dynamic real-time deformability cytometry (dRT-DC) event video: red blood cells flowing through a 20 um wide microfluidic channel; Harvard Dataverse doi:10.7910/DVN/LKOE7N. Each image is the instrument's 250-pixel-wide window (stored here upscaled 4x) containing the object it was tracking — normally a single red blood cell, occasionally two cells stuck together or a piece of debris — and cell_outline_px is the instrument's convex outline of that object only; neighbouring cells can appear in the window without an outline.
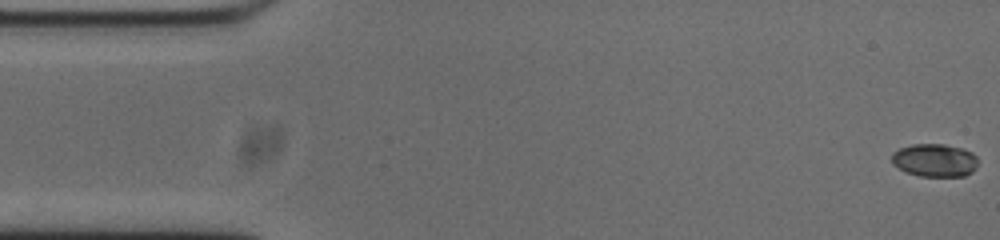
{"species": "common noctule bat (a hibernating species)", "species_latin": "Nyctalus noctula", "temperature_condition": "cold", "stored_images_in_passage": 54, "camera_frame_rate_fps": 3000, "um_per_image_px": 0.085, "animal": {"sex": "male", "body_mass_g": 20.0, "forearm_length_mm": 53.3}, "frame": {"image": 1, "passage_image": 1, "time_ms": 0.0, "image_size_px": [1000, 240], "cell_outline_px": [[976, 168], [972, 172], [964, 176], [920, 176], [904, 172], [892, 164], [892, 152], [900, 148], [912, 144], [944, 144], [964, 148], [972, 152], [976, 156]], "centroid_in_image_um": [79.43, 13.62], "position_along_channel_um": 5.6, "area_um2": 16.76}}
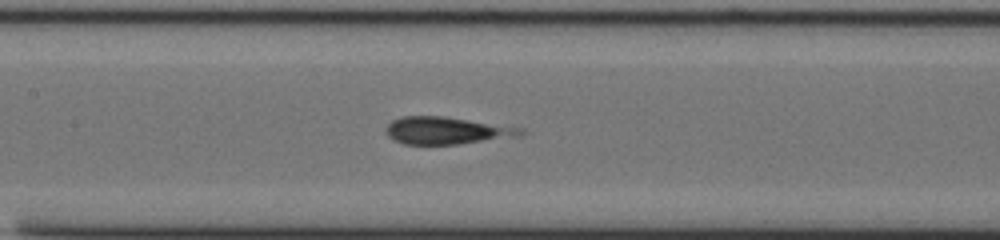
{"frame": {"image": 2, "passage_image": 24, "time_ms": 7.667, "image_size_px": [1000, 240], "cell_outline_px": [[528, 132], [520, 136], [456, 144], [404, 144], [388, 136], [384, 128], [392, 120], [404, 116], [444, 116], [524, 128]], "centroid_in_image_um": [37.99, 11.09], "position_along_channel_um": 169.4, "area_um2": 21.39}}
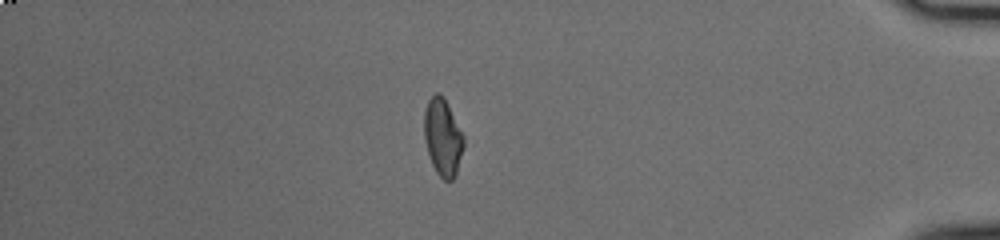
{"frame": {"image": 3, "passage_image": 46, "time_ms": 15.0, "image_size_px": [1000, 240], "cell_outline_px": [[464, 144], [456, 176], [452, 180], [444, 180], [436, 172], [432, 164], [424, 140], [424, 112], [428, 100], [436, 92], [440, 92], [444, 96], [464, 136]], "centroid_in_image_um": [37.63, 11.65], "position_along_channel_um": 397.6, "area_um2": 17.86}}